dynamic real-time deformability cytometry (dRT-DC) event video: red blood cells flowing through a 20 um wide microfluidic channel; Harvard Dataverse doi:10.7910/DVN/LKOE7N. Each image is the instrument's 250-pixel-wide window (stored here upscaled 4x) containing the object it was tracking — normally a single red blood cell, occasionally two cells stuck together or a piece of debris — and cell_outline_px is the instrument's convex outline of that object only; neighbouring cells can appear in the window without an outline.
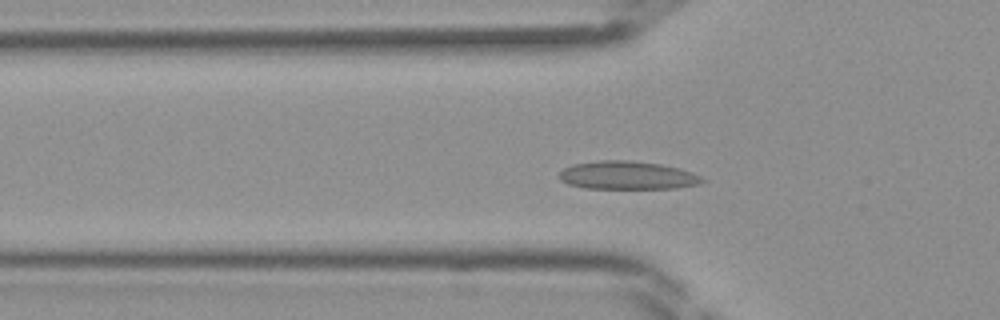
{"species": "Egyptian fruit bat (a non-hibernating species)", "species_latin": "Rousettus aegyptiacus", "temperature_condition": "room temperature", "stored_images_in_passage": 42, "camera_frame_rate_fps": 3000, "um_per_image_px": 0.085, "frame": {"image": 1, "passage_image": 11, "time_ms": 3.333, "image_size_px": [1000, 320], "cell_outline_px": [[708, 180], [700, 184], [676, 188], [584, 188], [568, 184], [560, 180], [560, 172], [564, 168], [572, 164], [600, 160], [632, 160], [660, 164], [680, 168], [692, 172]], "centroid_in_image_um": [53.36, 14.9], "position_along_channel_um": 72.4, "area_um2": 23.64}}
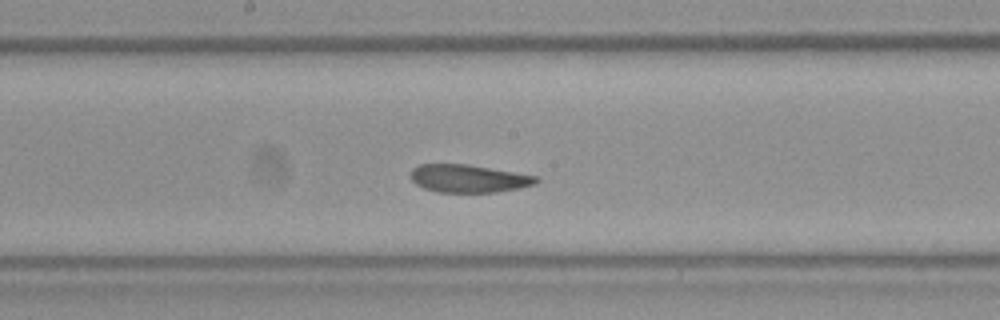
{"frame": {"image": 2, "passage_image": 20, "time_ms": 6.333, "image_size_px": [1000, 320], "cell_outline_px": [[540, 180], [536, 184], [520, 188], [496, 192], [436, 192], [424, 188], [416, 184], [412, 180], [412, 168], [420, 164], [468, 164], [536, 176]], "centroid_in_image_um": [39.83, 15.17], "position_along_channel_um": 208.4, "area_um2": 20.29}}
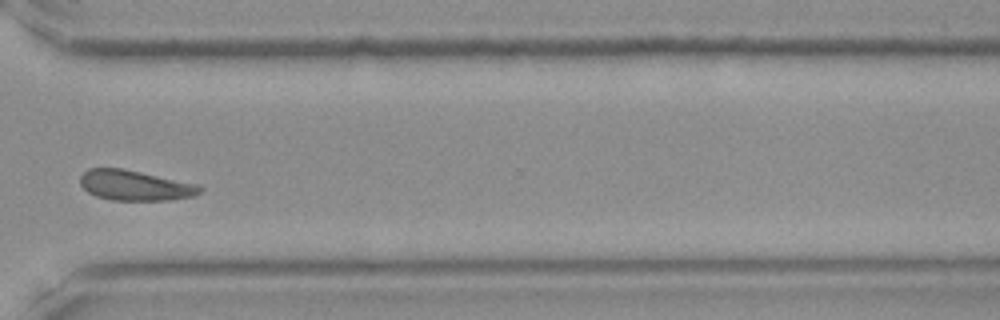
{"frame": {"image": 3, "passage_image": 30, "time_ms": 9.667, "image_size_px": [1000, 320], "cell_outline_px": [[204, 188], [196, 196], [172, 200], [112, 200], [96, 196], [88, 192], [80, 184], [80, 176], [88, 168], [124, 168], [196, 184]], "centroid_in_image_um": [11.48, 15.76], "position_along_channel_um": 359.1, "area_um2": 21.15}}